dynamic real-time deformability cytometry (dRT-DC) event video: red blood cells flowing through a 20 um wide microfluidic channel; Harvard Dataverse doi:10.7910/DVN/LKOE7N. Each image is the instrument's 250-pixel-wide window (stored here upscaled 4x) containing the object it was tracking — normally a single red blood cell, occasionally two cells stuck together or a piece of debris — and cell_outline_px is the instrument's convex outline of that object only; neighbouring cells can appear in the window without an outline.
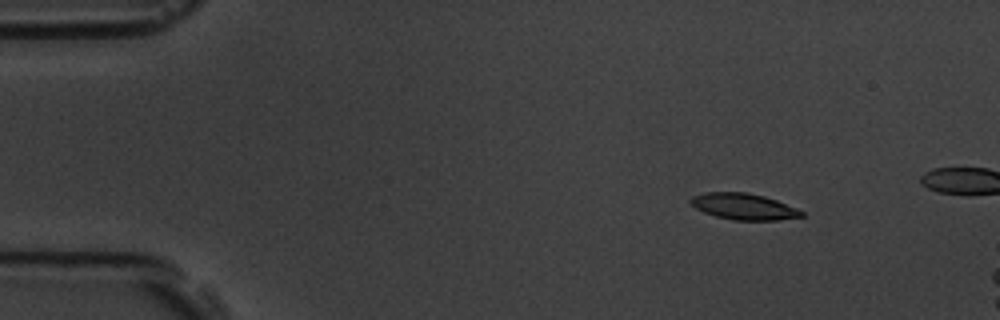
{"species": "common noctule bat (a hibernating species)", "species_latin": "Nyctalus noctula", "temperature_condition": "room temperature", "stored_images_in_passage": 8, "camera_frame_rate_fps": 3000, "um_per_image_px": 0.085, "animal": {"sex": "male", "body_mass_g": 19.5, "forearm_length_mm": 54.6}, "frame": {"image": 1, "passage_image": 1, "time_ms": 0.0, "image_size_px": [1000, 320], "cell_outline_px": [[804, 216], [780, 220], [732, 220], [716, 216], [704, 212], [696, 208], [688, 200], [692, 196], [704, 192], [748, 192], [764, 196], [776, 200], [796, 208], [804, 212]], "centroid_in_image_um": [63.21, 17.55], "position_along_channel_um": 21.8, "area_um2": 16.99}}